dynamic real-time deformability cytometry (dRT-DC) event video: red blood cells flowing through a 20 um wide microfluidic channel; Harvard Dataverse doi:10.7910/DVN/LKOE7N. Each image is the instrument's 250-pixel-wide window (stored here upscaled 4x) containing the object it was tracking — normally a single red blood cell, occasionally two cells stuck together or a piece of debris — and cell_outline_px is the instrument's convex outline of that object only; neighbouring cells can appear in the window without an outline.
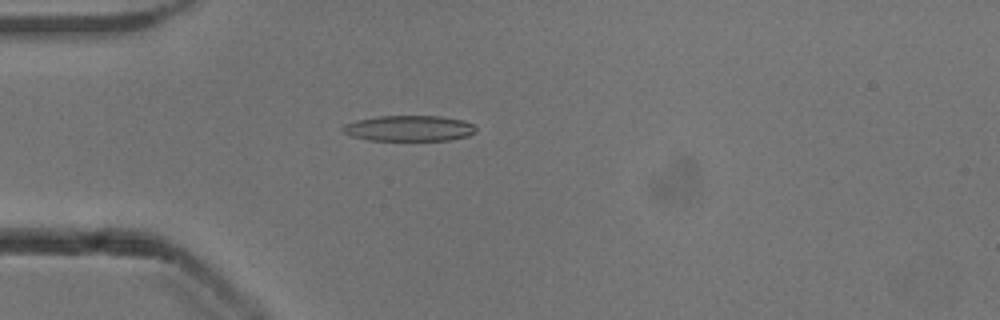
{"species": "common noctule bat (a hibernating species)", "species_latin": "Nyctalus noctula", "temperature_condition": "cold", "stored_images_in_passage": 53, "camera_frame_rate_fps": 3000, "um_per_image_px": 0.085, "animal": {"sex": "male", "body_mass_g": 13.3}, "frame": {"image": 1, "passage_image": 15, "time_ms": 4.667, "image_size_px": [1000, 320], "cell_outline_px": [[476, 132], [468, 136], [452, 140], [368, 140], [348, 136], [340, 132], [340, 128], [344, 124], [356, 120], [376, 116], [440, 116], [464, 120], [472, 124], [476, 128]], "centroid_in_image_um": [34.72, 10.91], "position_along_channel_um": 50.3, "area_um2": 20.29}}
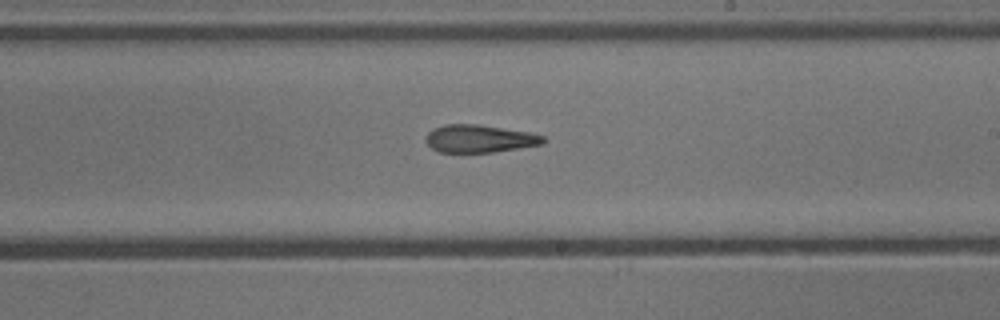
{"frame": {"image": 2, "passage_image": 31, "time_ms": 10.0, "image_size_px": [1000, 320], "cell_outline_px": [[548, 140], [544, 144], [492, 152], [440, 152], [432, 148], [424, 140], [428, 132], [444, 124], [476, 124], [528, 132], [544, 136]], "centroid_in_image_um": [40.77, 11.79], "position_along_channel_um": 248.2, "area_um2": 18.84}}
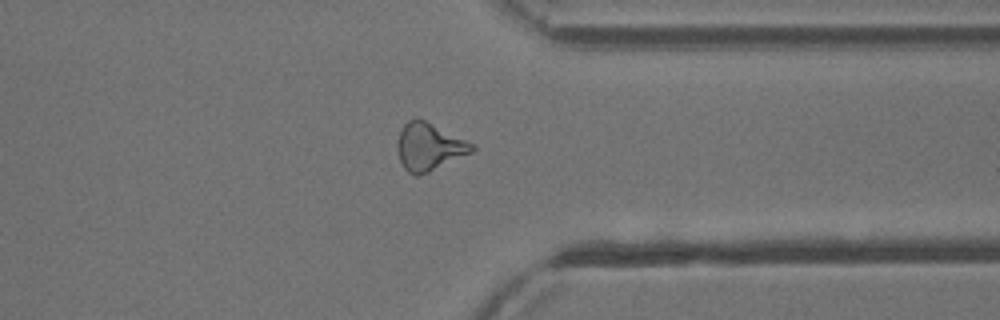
{"frame": {"image": 3, "passage_image": 41, "time_ms": 13.333, "image_size_px": [1000, 320], "cell_outline_px": [[476, 148], [472, 152], [428, 172], [416, 176], [412, 176], [404, 168], [400, 160], [396, 148], [396, 144], [400, 128], [408, 120], [416, 116], [476, 144]], "centroid_in_image_um": [36.45, 12.45], "position_along_channel_um": 375.0, "area_um2": 20.87}, "authors_computed_cell_mechanics": {"area_um2": 20.1722, "velocity_mm_per_s": 3.9151, "shape_relaxation_time_tau1_ms": null, "shape_relaxation_time_tau2_ms": 6.6357, "deformation_change_tau1": null, "deformation_change_tau2": 0.2066}}